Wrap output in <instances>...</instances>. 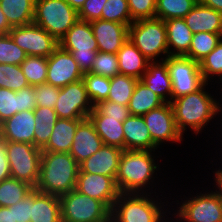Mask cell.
I'll return each instance as SVG.
<instances>
[{
	"label": "cell",
	"mask_w": 222,
	"mask_h": 222,
	"mask_svg": "<svg viewBox=\"0 0 222 222\" xmlns=\"http://www.w3.org/2000/svg\"><path fill=\"white\" fill-rule=\"evenodd\" d=\"M79 163L70 153L42 151L39 178L34 189L60 197L76 189Z\"/></svg>",
	"instance_id": "cell-1"
},
{
	"label": "cell",
	"mask_w": 222,
	"mask_h": 222,
	"mask_svg": "<svg viewBox=\"0 0 222 222\" xmlns=\"http://www.w3.org/2000/svg\"><path fill=\"white\" fill-rule=\"evenodd\" d=\"M205 83L199 90L173 99L170 104L173 109L176 126L183 135L186 126L196 134L209 123L221 110L220 102L205 91Z\"/></svg>",
	"instance_id": "cell-2"
},
{
	"label": "cell",
	"mask_w": 222,
	"mask_h": 222,
	"mask_svg": "<svg viewBox=\"0 0 222 222\" xmlns=\"http://www.w3.org/2000/svg\"><path fill=\"white\" fill-rule=\"evenodd\" d=\"M151 153L147 150L122 151L115 179L120 193H146L143 191L150 185V180L158 169Z\"/></svg>",
	"instance_id": "cell-3"
},
{
	"label": "cell",
	"mask_w": 222,
	"mask_h": 222,
	"mask_svg": "<svg viewBox=\"0 0 222 222\" xmlns=\"http://www.w3.org/2000/svg\"><path fill=\"white\" fill-rule=\"evenodd\" d=\"M147 194L120 193L111 209L110 222H164L161 203Z\"/></svg>",
	"instance_id": "cell-4"
},
{
	"label": "cell",
	"mask_w": 222,
	"mask_h": 222,
	"mask_svg": "<svg viewBox=\"0 0 222 222\" xmlns=\"http://www.w3.org/2000/svg\"><path fill=\"white\" fill-rule=\"evenodd\" d=\"M78 20V12L65 0H35L33 23L58 42Z\"/></svg>",
	"instance_id": "cell-5"
},
{
	"label": "cell",
	"mask_w": 222,
	"mask_h": 222,
	"mask_svg": "<svg viewBox=\"0 0 222 222\" xmlns=\"http://www.w3.org/2000/svg\"><path fill=\"white\" fill-rule=\"evenodd\" d=\"M137 49L150 61L155 60L162 53L169 56L167 46L166 26L158 18L140 19L129 26V39Z\"/></svg>",
	"instance_id": "cell-6"
},
{
	"label": "cell",
	"mask_w": 222,
	"mask_h": 222,
	"mask_svg": "<svg viewBox=\"0 0 222 222\" xmlns=\"http://www.w3.org/2000/svg\"><path fill=\"white\" fill-rule=\"evenodd\" d=\"M61 222H110V210L100 201L73 189L59 197Z\"/></svg>",
	"instance_id": "cell-7"
},
{
	"label": "cell",
	"mask_w": 222,
	"mask_h": 222,
	"mask_svg": "<svg viewBox=\"0 0 222 222\" xmlns=\"http://www.w3.org/2000/svg\"><path fill=\"white\" fill-rule=\"evenodd\" d=\"M59 46L71 53L83 73L91 70L98 43L90 22L78 20L59 41Z\"/></svg>",
	"instance_id": "cell-8"
},
{
	"label": "cell",
	"mask_w": 222,
	"mask_h": 222,
	"mask_svg": "<svg viewBox=\"0 0 222 222\" xmlns=\"http://www.w3.org/2000/svg\"><path fill=\"white\" fill-rule=\"evenodd\" d=\"M41 156V148L30 143L7 141L11 177L34 188L39 178Z\"/></svg>",
	"instance_id": "cell-9"
},
{
	"label": "cell",
	"mask_w": 222,
	"mask_h": 222,
	"mask_svg": "<svg viewBox=\"0 0 222 222\" xmlns=\"http://www.w3.org/2000/svg\"><path fill=\"white\" fill-rule=\"evenodd\" d=\"M161 61L166 63L171 78L172 100L193 93L206 83L197 61L185 56H168Z\"/></svg>",
	"instance_id": "cell-10"
},
{
	"label": "cell",
	"mask_w": 222,
	"mask_h": 222,
	"mask_svg": "<svg viewBox=\"0 0 222 222\" xmlns=\"http://www.w3.org/2000/svg\"><path fill=\"white\" fill-rule=\"evenodd\" d=\"M93 108L85 83L81 79L60 88L54 110L58 118L87 119Z\"/></svg>",
	"instance_id": "cell-11"
},
{
	"label": "cell",
	"mask_w": 222,
	"mask_h": 222,
	"mask_svg": "<svg viewBox=\"0 0 222 222\" xmlns=\"http://www.w3.org/2000/svg\"><path fill=\"white\" fill-rule=\"evenodd\" d=\"M189 199L178 207L176 217L181 222H222V198L217 189Z\"/></svg>",
	"instance_id": "cell-12"
},
{
	"label": "cell",
	"mask_w": 222,
	"mask_h": 222,
	"mask_svg": "<svg viewBox=\"0 0 222 222\" xmlns=\"http://www.w3.org/2000/svg\"><path fill=\"white\" fill-rule=\"evenodd\" d=\"M9 35L28 56L48 58L59 46V42L53 36L34 23L12 27Z\"/></svg>",
	"instance_id": "cell-13"
},
{
	"label": "cell",
	"mask_w": 222,
	"mask_h": 222,
	"mask_svg": "<svg viewBox=\"0 0 222 222\" xmlns=\"http://www.w3.org/2000/svg\"><path fill=\"white\" fill-rule=\"evenodd\" d=\"M152 141L159 147L163 142H181L183 135L179 132L173 109L170 103H165L142 115Z\"/></svg>",
	"instance_id": "cell-14"
},
{
	"label": "cell",
	"mask_w": 222,
	"mask_h": 222,
	"mask_svg": "<svg viewBox=\"0 0 222 222\" xmlns=\"http://www.w3.org/2000/svg\"><path fill=\"white\" fill-rule=\"evenodd\" d=\"M47 64L46 83L54 87L63 88L83 78L84 73L73 59L71 53L60 46L47 58Z\"/></svg>",
	"instance_id": "cell-15"
},
{
	"label": "cell",
	"mask_w": 222,
	"mask_h": 222,
	"mask_svg": "<svg viewBox=\"0 0 222 222\" xmlns=\"http://www.w3.org/2000/svg\"><path fill=\"white\" fill-rule=\"evenodd\" d=\"M76 190L100 200L110 211L120 194L112 177L93 173H78Z\"/></svg>",
	"instance_id": "cell-16"
},
{
	"label": "cell",
	"mask_w": 222,
	"mask_h": 222,
	"mask_svg": "<svg viewBox=\"0 0 222 222\" xmlns=\"http://www.w3.org/2000/svg\"><path fill=\"white\" fill-rule=\"evenodd\" d=\"M98 51L116 54L129 39V26L102 19L90 22Z\"/></svg>",
	"instance_id": "cell-17"
},
{
	"label": "cell",
	"mask_w": 222,
	"mask_h": 222,
	"mask_svg": "<svg viewBox=\"0 0 222 222\" xmlns=\"http://www.w3.org/2000/svg\"><path fill=\"white\" fill-rule=\"evenodd\" d=\"M122 149L103 145L99 151L79 164V173L101 174L116 179Z\"/></svg>",
	"instance_id": "cell-18"
},
{
	"label": "cell",
	"mask_w": 222,
	"mask_h": 222,
	"mask_svg": "<svg viewBox=\"0 0 222 222\" xmlns=\"http://www.w3.org/2000/svg\"><path fill=\"white\" fill-rule=\"evenodd\" d=\"M103 145L104 143L95 131L94 125L87 118L77 126L69 153L80 164L99 151Z\"/></svg>",
	"instance_id": "cell-19"
},
{
	"label": "cell",
	"mask_w": 222,
	"mask_h": 222,
	"mask_svg": "<svg viewBox=\"0 0 222 222\" xmlns=\"http://www.w3.org/2000/svg\"><path fill=\"white\" fill-rule=\"evenodd\" d=\"M34 126V110L22 111L1 123V135L7 141L34 145Z\"/></svg>",
	"instance_id": "cell-20"
},
{
	"label": "cell",
	"mask_w": 222,
	"mask_h": 222,
	"mask_svg": "<svg viewBox=\"0 0 222 222\" xmlns=\"http://www.w3.org/2000/svg\"><path fill=\"white\" fill-rule=\"evenodd\" d=\"M122 124L126 150L154 152L157 149L158 146L152 141L143 116L130 115Z\"/></svg>",
	"instance_id": "cell-21"
},
{
	"label": "cell",
	"mask_w": 222,
	"mask_h": 222,
	"mask_svg": "<svg viewBox=\"0 0 222 222\" xmlns=\"http://www.w3.org/2000/svg\"><path fill=\"white\" fill-rule=\"evenodd\" d=\"M192 33L222 34V13L198 2L183 18Z\"/></svg>",
	"instance_id": "cell-22"
},
{
	"label": "cell",
	"mask_w": 222,
	"mask_h": 222,
	"mask_svg": "<svg viewBox=\"0 0 222 222\" xmlns=\"http://www.w3.org/2000/svg\"><path fill=\"white\" fill-rule=\"evenodd\" d=\"M31 222H61L58 196L31 191Z\"/></svg>",
	"instance_id": "cell-23"
},
{
	"label": "cell",
	"mask_w": 222,
	"mask_h": 222,
	"mask_svg": "<svg viewBox=\"0 0 222 222\" xmlns=\"http://www.w3.org/2000/svg\"><path fill=\"white\" fill-rule=\"evenodd\" d=\"M141 81L147 85L148 89L157 94L166 103L172 101V82L167 65L164 61L150 62Z\"/></svg>",
	"instance_id": "cell-24"
},
{
	"label": "cell",
	"mask_w": 222,
	"mask_h": 222,
	"mask_svg": "<svg viewBox=\"0 0 222 222\" xmlns=\"http://www.w3.org/2000/svg\"><path fill=\"white\" fill-rule=\"evenodd\" d=\"M83 120L84 119L58 118L49 141L41 150L46 152L69 153L77 126Z\"/></svg>",
	"instance_id": "cell-25"
},
{
	"label": "cell",
	"mask_w": 222,
	"mask_h": 222,
	"mask_svg": "<svg viewBox=\"0 0 222 222\" xmlns=\"http://www.w3.org/2000/svg\"><path fill=\"white\" fill-rule=\"evenodd\" d=\"M119 73L141 80L150 61L129 40L116 53Z\"/></svg>",
	"instance_id": "cell-26"
},
{
	"label": "cell",
	"mask_w": 222,
	"mask_h": 222,
	"mask_svg": "<svg viewBox=\"0 0 222 222\" xmlns=\"http://www.w3.org/2000/svg\"><path fill=\"white\" fill-rule=\"evenodd\" d=\"M164 23L169 56H185L189 52L193 38L192 31L188 28L183 18L168 19ZM172 46L174 49H170Z\"/></svg>",
	"instance_id": "cell-27"
},
{
	"label": "cell",
	"mask_w": 222,
	"mask_h": 222,
	"mask_svg": "<svg viewBox=\"0 0 222 222\" xmlns=\"http://www.w3.org/2000/svg\"><path fill=\"white\" fill-rule=\"evenodd\" d=\"M95 131L104 145L116 146L125 150L123 122L119 118H110L106 115H88Z\"/></svg>",
	"instance_id": "cell-28"
},
{
	"label": "cell",
	"mask_w": 222,
	"mask_h": 222,
	"mask_svg": "<svg viewBox=\"0 0 222 222\" xmlns=\"http://www.w3.org/2000/svg\"><path fill=\"white\" fill-rule=\"evenodd\" d=\"M0 7L11 27L33 23L35 0H0Z\"/></svg>",
	"instance_id": "cell-29"
},
{
	"label": "cell",
	"mask_w": 222,
	"mask_h": 222,
	"mask_svg": "<svg viewBox=\"0 0 222 222\" xmlns=\"http://www.w3.org/2000/svg\"><path fill=\"white\" fill-rule=\"evenodd\" d=\"M165 103L157 94L148 89L146 84L138 80L128 108L131 115L142 116Z\"/></svg>",
	"instance_id": "cell-30"
},
{
	"label": "cell",
	"mask_w": 222,
	"mask_h": 222,
	"mask_svg": "<svg viewBox=\"0 0 222 222\" xmlns=\"http://www.w3.org/2000/svg\"><path fill=\"white\" fill-rule=\"evenodd\" d=\"M34 115V146L42 149L49 141L58 117L55 110L48 107H36Z\"/></svg>",
	"instance_id": "cell-31"
},
{
	"label": "cell",
	"mask_w": 222,
	"mask_h": 222,
	"mask_svg": "<svg viewBox=\"0 0 222 222\" xmlns=\"http://www.w3.org/2000/svg\"><path fill=\"white\" fill-rule=\"evenodd\" d=\"M34 187L18 179L8 178L0 182V207H9L24 199Z\"/></svg>",
	"instance_id": "cell-32"
},
{
	"label": "cell",
	"mask_w": 222,
	"mask_h": 222,
	"mask_svg": "<svg viewBox=\"0 0 222 222\" xmlns=\"http://www.w3.org/2000/svg\"><path fill=\"white\" fill-rule=\"evenodd\" d=\"M222 34L198 32L193 34L189 52L185 57L201 62L218 45Z\"/></svg>",
	"instance_id": "cell-33"
},
{
	"label": "cell",
	"mask_w": 222,
	"mask_h": 222,
	"mask_svg": "<svg viewBox=\"0 0 222 222\" xmlns=\"http://www.w3.org/2000/svg\"><path fill=\"white\" fill-rule=\"evenodd\" d=\"M138 79L126 75L110 78V91L106 100L128 106Z\"/></svg>",
	"instance_id": "cell-34"
},
{
	"label": "cell",
	"mask_w": 222,
	"mask_h": 222,
	"mask_svg": "<svg viewBox=\"0 0 222 222\" xmlns=\"http://www.w3.org/2000/svg\"><path fill=\"white\" fill-rule=\"evenodd\" d=\"M199 0H156L155 18L163 21L184 18Z\"/></svg>",
	"instance_id": "cell-35"
},
{
	"label": "cell",
	"mask_w": 222,
	"mask_h": 222,
	"mask_svg": "<svg viewBox=\"0 0 222 222\" xmlns=\"http://www.w3.org/2000/svg\"><path fill=\"white\" fill-rule=\"evenodd\" d=\"M20 66L30 86L46 83L48 68L46 57L27 56Z\"/></svg>",
	"instance_id": "cell-36"
},
{
	"label": "cell",
	"mask_w": 222,
	"mask_h": 222,
	"mask_svg": "<svg viewBox=\"0 0 222 222\" xmlns=\"http://www.w3.org/2000/svg\"><path fill=\"white\" fill-rule=\"evenodd\" d=\"M82 79L93 106L107 99L110 91V78L85 72Z\"/></svg>",
	"instance_id": "cell-37"
},
{
	"label": "cell",
	"mask_w": 222,
	"mask_h": 222,
	"mask_svg": "<svg viewBox=\"0 0 222 222\" xmlns=\"http://www.w3.org/2000/svg\"><path fill=\"white\" fill-rule=\"evenodd\" d=\"M26 86H29V83L20 65L0 63V88L16 92Z\"/></svg>",
	"instance_id": "cell-38"
},
{
	"label": "cell",
	"mask_w": 222,
	"mask_h": 222,
	"mask_svg": "<svg viewBox=\"0 0 222 222\" xmlns=\"http://www.w3.org/2000/svg\"><path fill=\"white\" fill-rule=\"evenodd\" d=\"M101 19L130 26L134 21L128 7V0H107L103 6Z\"/></svg>",
	"instance_id": "cell-39"
},
{
	"label": "cell",
	"mask_w": 222,
	"mask_h": 222,
	"mask_svg": "<svg viewBox=\"0 0 222 222\" xmlns=\"http://www.w3.org/2000/svg\"><path fill=\"white\" fill-rule=\"evenodd\" d=\"M28 55L14 43L9 34L0 35V63L21 65Z\"/></svg>",
	"instance_id": "cell-40"
},
{
	"label": "cell",
	"mask_w": 222,
	"mask_h": 222,
	"mask_svg": "<svg viewBox=\"0 0 222 222\" xmlns=\"http://www.w3.org/2000/svg\"><path fill=\"white\" fill-rule=\"evenodd\" d=\"M199 66L206 83L214 75L222 79V38L215 49L199 62Z\"/></svg>",
	"instance_id": "cell-41"
},
{
	"label": "cell",
	"mask_w": 222,
	"mask_h": 222,
	"mask_svg": "<svg viewBox=\"0 0 222 222\" xmlns=\"http://www.w3.org/2000/svg\"><path fill=\"white\" fill-rule=\"evenodd\" d=\"M89 72L108 78L119 75V61L117 59V54L98 51Z\"/></svg>",
	"instance_id": "cell-42"
},
{
	"label": "cell",
	"mask_w": 222,
	"mask_h": 222,
	"mask_svg": "<svg viewBox=\"0 0 222 222\" xmlns=\"http://www.w3.org/2000/svg\"><path fill=\"white\" fill-rule=\"evenodd\" d=\"M89 115H106L110 118H119V121L123 122L131 114L128 106L108 100H102L94 105V108Z\"/></svg>",
	"instance_id": "cell-43"
},
{
	"label": "cell",
	"mask_w": 222,
	"mask_h": 222,
	"mask_svg": "<svg viewBox=\"0 0 222 222\" xmlns=\"http://www.w3.org/2000/svg\"><path fill=\"white\" fill-rule=\"evenodd\" d=\"M19 113L18 95L10 89L0 88V123Z\"/></svg>",
	"instance_id": "cell-44"
},
{
	"label": "cell",
	"mask_w": 222,
	"mask_h": 222,
	"mask_svg": "<svg viewBox=\"0 0 222 222\" xmlns=\"http://www.w3.org/2000/svg\"><path fill=\"white\" fill-rule=\"evenodd\" d=\"M128 7L133 21L155 18L156 0H128Z\"/></svg>",
	"instance_id": "cell-45"
},
{
	"label": "cell",
	"mask_w": 222,
	"mask_h": 222,
	"mask_svg": "<svg viewBox=\"0 0 222 222\" xmlns=\"http://www.w3.org/2000/svg\"><path fill=\"white\" fill-rule=\"evenodd\" d=\"M37 107H48L54 109L60 88L54 87L48 83H42L34 86Z\"/></svg>",
	"instance_id": "cell-46"
},
{
	"label": "cell",
	"mask_w": 222,
	"mask_h": 222,
	"mask_svg": "<svg viewBox=\"0 0 222 222\" xmlns=\"http://www.w3.org/2000/svg\"><path fill=\"white\" fill-rule=\"evenodd\" d=\"M106 1L107 0H86L78 11V19L87 22L101 19V13Z\"/></svg>",
	"instance_id": "cell-47"
},
{
	"label": "cell",
	"mask_w": 222,
	"mask_h": 222,
	"mask_svg": "<svg viewBox=\"0 0 222 222\" xmlns=\"http://www.w3.org/2000/svg\"><path fill=\"white\" fill-rule=\"evenodd\" d=\"M9 209L12 210L13 222H31V192Z\"/></svg>",
	"instance_id": "cell-48"
},
{
	"label": "cell",
	"mask_w": 222,
	"mask_h": 222,
	"mask_svg": "<svg viewBox=\"0 0 222 222\" xmlns=\"http://www.w3.org/2000/svg\"><path fill=\"white\" fill-rule=\"evenodd\" d=\"M18 95L19 112L34 110L37 107L34 86H26L16 91Z\"/></svg>",
	"instance_id": "cell-49"
},
{
	"label": "cell",
	"mask_w": 222,
	"mask_h": 222,
	"mask_svg": "<svg viewBox=\"0 0 222 222\" xmlns=\"http://www.w3.org/2000/svg\"><path fill=\"white\" fill-rule=\"evenodd\" d=\"M8 178H11V174L7 158V140L0 135V182Z\"/></svg>",
	"instance_id": "cell-50"
},
{
	"label": "cell",
	"mask_w": 222,
	"mask_h": 222,
	"mask_svg": "<svg viewBox=\"0 0 222 222\" xmlns=\"http://www.w3.org/2000/svg\"><path fill=\"white\" fill-rule=\"evenodd\" d=\"M12 27L9 25L6 16L3 14L0 7V35L1 34H9Z\"/></svg>",
	"instance_id": "cell-51"
},
{
	"label": "cell",
	"mask_w": 222,
	"mask_h": 222,
	"mask_svg": "<svg viewBox=\"0 0 222 222\" xmlns=\"http://www.w3.org/2000/svg\"><path fill=\"white\" fill-rule=\"evenodd\" d=\"M199 2L222 13V0H199Z\"/></svg>",
	"instance_id": "cell-52"
},
{
	"label": "cell",
	"mask_w": 222,
	"mask_h": 222,
	"mask_svg": "<svg viewBox=\"0 0 222 222\" xmlns=\"http://www.w3.org/2000/svg\"><path fill=\"white\" fill-rule=\"evenodd\" d=\"M0 222H13L12 210L9 207H0Z\"/></svg>",
	"instance_id": "cell-53"
},
{
	"label": "cell",
	"mask_w": 222,
	"mask_h": 222,
	"mask_svg": "<svg viewBox=\"0 0 222 222\" xmlns=\"http://www.w3.org/2000/svg\"><path fill=\"white\" fill-rule=\"evenodd\" d=\"M215 182L217 184V188L219 189L217 192L221 195L222 198V170L220 169L215 172Z\"/></svg>",
	"instance_id": "cell-54"
},
{
	"label": "cell",
	"mask_w": 222,
	"mask_h": 222,
	"mask_svg": "<svg viewBox=\"0 0 222 222\" xmlns=\"http://www.w3.org/2000/svg\"><path fill=\"white\" fill-rule=\"evenodd\" d=\"M65 1L78 12L86 0H65Z\"/></svg>",
	"instance_id": "cell-55"
}]
</instances>
